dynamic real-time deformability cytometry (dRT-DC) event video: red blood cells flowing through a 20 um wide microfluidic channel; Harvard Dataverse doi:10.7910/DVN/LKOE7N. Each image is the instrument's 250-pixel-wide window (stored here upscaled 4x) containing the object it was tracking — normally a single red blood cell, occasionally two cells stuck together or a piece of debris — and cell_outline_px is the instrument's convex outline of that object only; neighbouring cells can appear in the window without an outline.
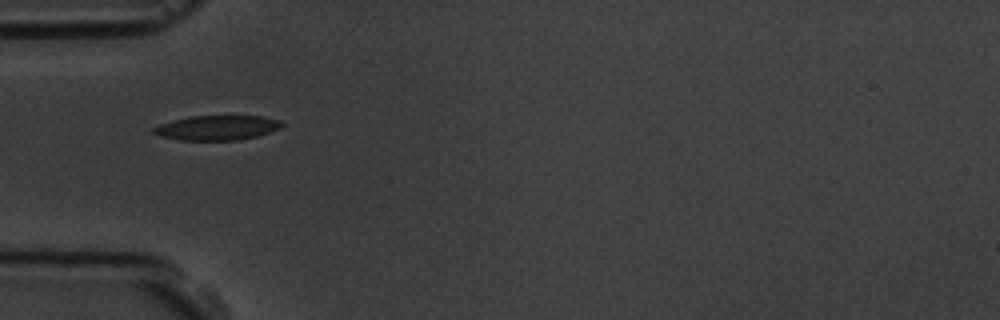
{"species": "common noctule bat (a hibernating species)", "species_latin": "Nyctalus noctula", "temperature_condition": "room temperature", "stored_images_in_passage": 3, "camera_frame_rate_fps": 3000, "um_per_image_px": 0.085, "animal": {"sex": "male", "body_mass_g": 19.5, "forearm_length_mm": 54.6}, "frame": {"image": 1, "passage_image": 1, "time_ms": 0.0, "image_size_px": [1000, 320], "cell_outline_px": [[284, 124], [280, 128], [256, 136], [240, 140], [180, 140], [160, 136], [152, 132], [152, 128], [160, 124], [172, 120], [192, 116], [264, 116], [280, 120]], "centroid_in_image_um": [18.44, 10.85], "position_along_channel_um": 66.6, "area_um2": 18.44}}
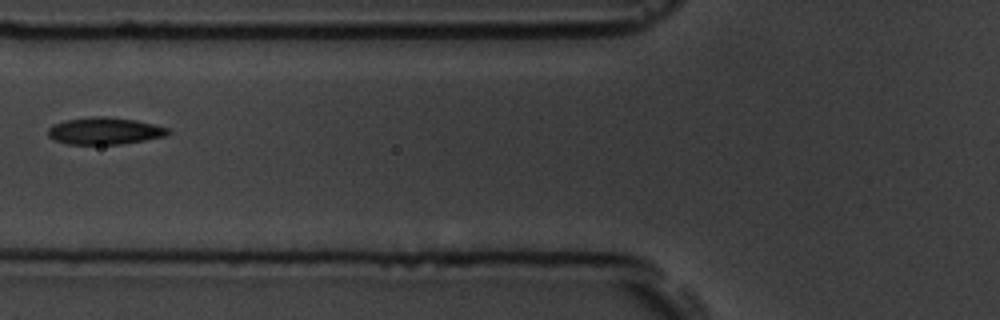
{"frame": {"image": 2, "passage_image": 2, "time_ms": 1.333, "image_size_px": [1000, 320], "cell_outline_px": [[172, 132], [164, 136], [144, 140], [120, 144], [68, 144], [56, 140], [48, 136], [48, 128], [52, 124], [64, 120], [92, 116], [104, 116], [136, 120], [168, 128]], "centroid_in_image_um": [8.87, 11.12], "position_along_channel_um": 116.9, "area_um2": 18.84}}
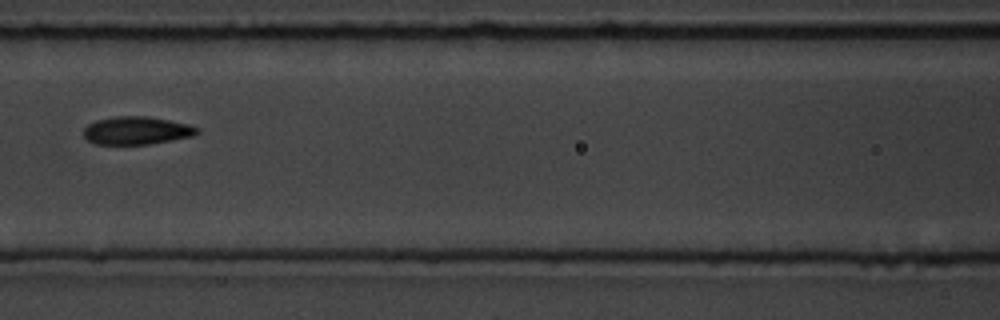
{"frame": {"image": 3, "passage_image": 3, "time_ms": 2.333, "image_size_px": [1000, 320], "cell_outline_px": [[200, 132], [192, 136], [148, 144], [96, 144], [88, 140], [84, 136], [84, 128], [88, 124], [96, 120], [116, 116], [148, 116], [188, 124], [200, 128]], "centroid_in_image_um": [11.61, 11.09], "position_along_channel_um": 155.0, "area_um2": 18.38}}